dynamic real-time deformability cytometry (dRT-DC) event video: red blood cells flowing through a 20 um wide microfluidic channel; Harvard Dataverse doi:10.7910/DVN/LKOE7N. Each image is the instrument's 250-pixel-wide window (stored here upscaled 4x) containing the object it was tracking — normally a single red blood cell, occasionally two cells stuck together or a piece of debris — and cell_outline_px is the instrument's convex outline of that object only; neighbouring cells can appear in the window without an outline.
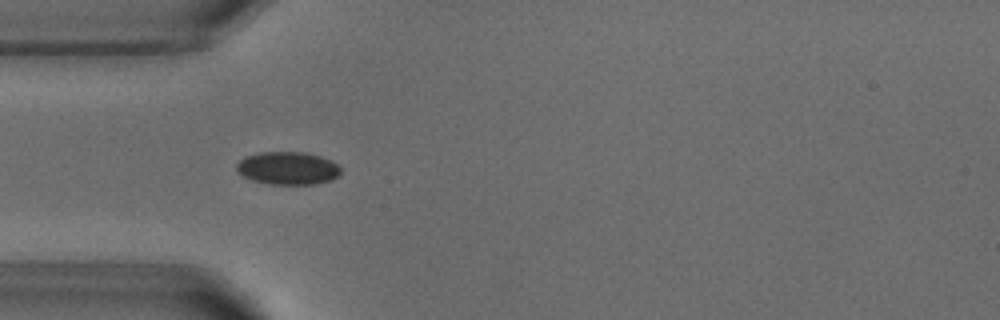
{"species": "common noctule bat (a hibernating species)", "species_latin": "Nyctalus noctula", "temperature_condition": "warm", "stored_images_in_passage": 42, "camera_frame_rate_fps": 3000, "um_per_image_px": 0.085, "animal": {"sex": "male", "body_mass_g": 18.8}, "frame": {"image": 1, "passage_image": 5, "time_ms": 1.333, "image_size_px": [1000, 320], "cell_outline_px": [[340, 172], [332, 180], [316, 184], [268, 184], [252, 180], [236, 172], [236, 164], [244, 156], [260, 152], [304, 152], [320, 156], [332, 160], [340, 168]], "centroid_in_image_um": [24.43, 14.29], "position_along_channel_um": 60.6, "area_um2": 20.06}}
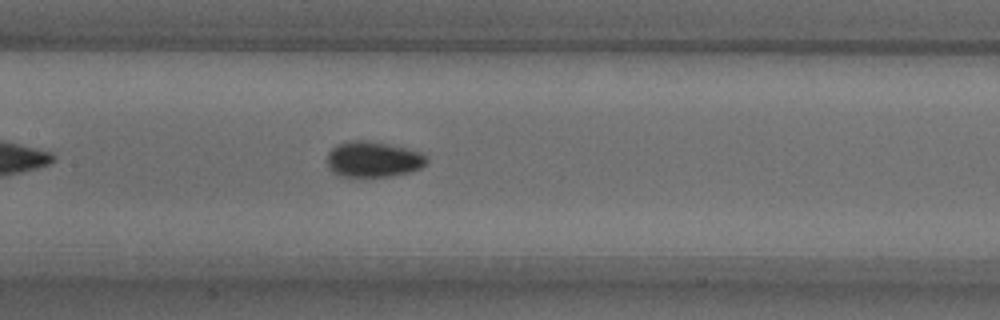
{"frame": {"image": 2, "passage_image": 14, "time_ms": 4.333, "image_size_px": [1000, 320], "cell_outline_px": [[428, 160], [420, 168], [408, 172], [392, 176], [336, 176], [328, 168], [328, 152], [336, 144], [348, 140], [368, 140], [388, 144], [424, 152], [428, 156]], "centroid_in_image_um": [31.71, 13.53], "position_along_channel_um": 175.7, "area_um2": 20.92}}
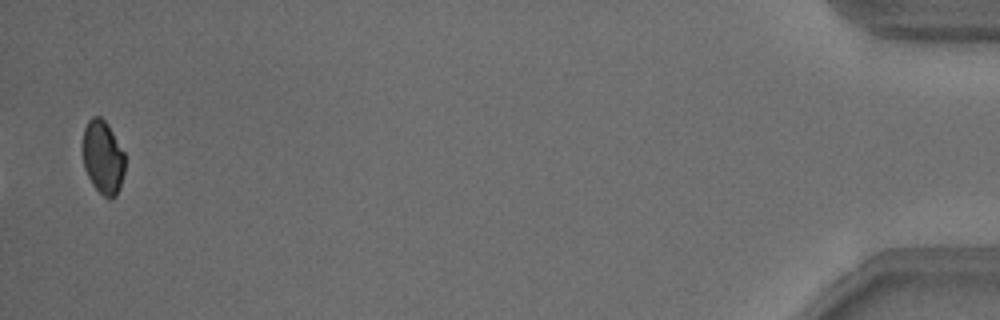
{"frame": {"image": 3, "passage_image": 41, "time_ms": 13.333, "image_size_px": [1000, 320], "cell_outline_px": [[124, 172], [120, 188], [116, 196], [112, 200], [108, 200], [92, 184], [84, 168], [80, 148], [84, 128], [88, 120], [92, 116], [100, 116], [108, 124], [124, 152]], "centroid_in_image_um": [8.71, 13.36], "position_along_channel_um": 426.5, "area_um2": 18.61}, "authors_computed_cell_mechanics": {"area_um2": 19.8254, "velocity_mm_per_s": 3.8325, "shape_relaxation_time_tau1_ms": 3.7236, "shape_relaxation_time_tau2_ms": null, "deformation_change_tau1": 0.0699, "deformation_change_tau2": null}}